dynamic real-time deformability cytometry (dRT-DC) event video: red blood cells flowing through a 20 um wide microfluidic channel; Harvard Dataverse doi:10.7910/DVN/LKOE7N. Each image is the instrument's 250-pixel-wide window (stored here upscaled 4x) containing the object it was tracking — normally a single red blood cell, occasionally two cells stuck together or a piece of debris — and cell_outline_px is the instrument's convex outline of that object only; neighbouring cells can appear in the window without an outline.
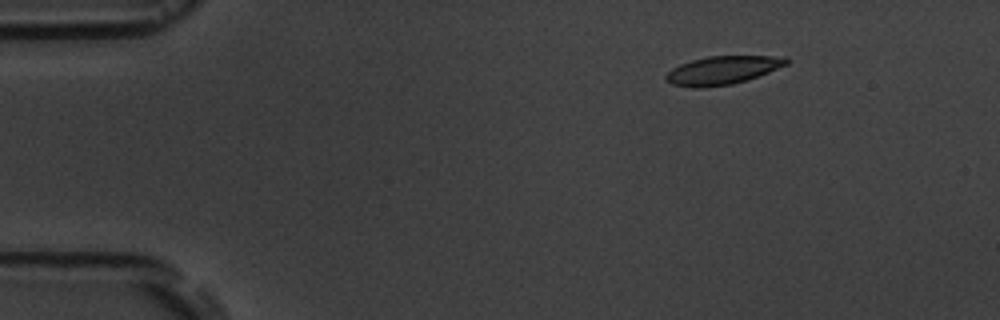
{"species": "common noctule bat (a hibernating species)", "species_latin": "Nyctalus noctula", "temperature_condition": "room temperature", "stored_images_in_passage": 5, "camera_frame_rate_fps": 3000, "um_per_image_px": 0.085, "animal": {"sex": "male", "body_mass_g": 19.5, "forearm_length_mm": 54.6}, "frame": {"image": 1, "passage_image": 1, "time_ms": 0.0, "image_size_px": [1000, 320], "cell_outline_px": [[788, 64], [768, 72], [732, 84], [700, 88], [692, 88], [672, 84], [664, 80], [664, 76], [672, 68], [680, 64], [692, 60], [708, 56], [784, 56], [788, 60]], "centroid_in_image_um": [61.36, 5.97], "position_along_channel_um": 23.6, "area_um2": 19.77}}
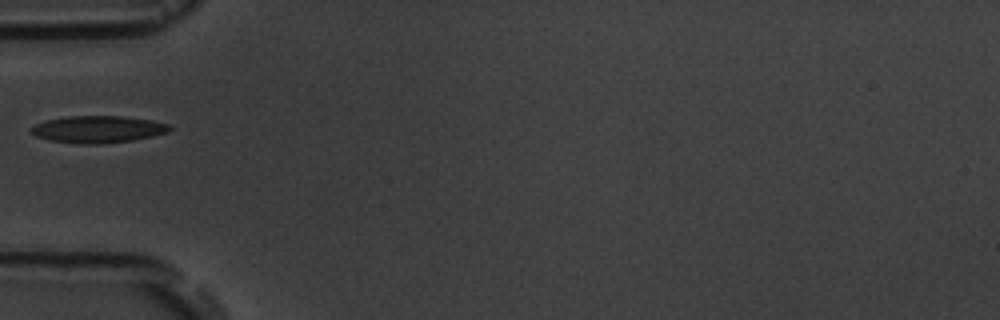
{"frame": {"image": 2, "passage_image": 4, "time_ms": 3.667, "image_size_px": [1000, 320], "cell_outline_px": [[172, 128], [168, 132], [152, 136], [132, 140], [100, 144], [80, 144], [48, 140], [36, 136], [32, 132], [32, 128], [36, 124], [44, 120], [68, 116], [120, 116], [152, 120], [168, 124]], "centroid_in_image_um": [8.32, 10.99], "position_along_channel_um": 76.7, "area_um2": 21.73}}
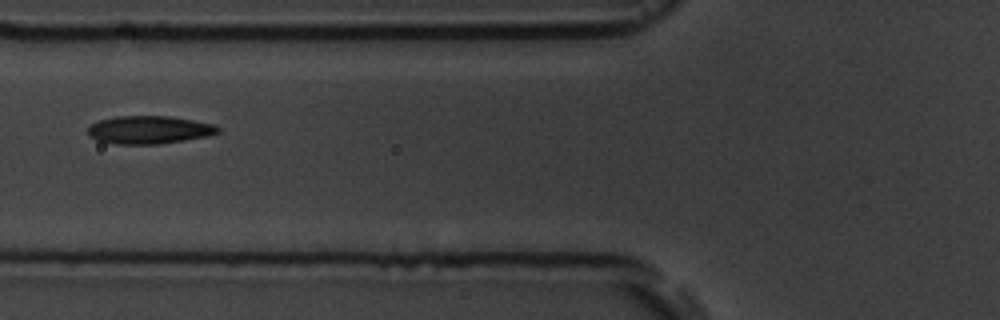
{"frame": {"image": 3, "passage_image": 5, "time_ms": 4.667, "image_size_px": [1000, 320], "cell_outline_px": [[220, 132], [208, 136], [160, 144], [116, 144], [96, 140], [88, 136], [88, 128], [92, 124], [100, 120], [116, 116], [168, 116], [216, 124], [220, 128]], "centroid_in_image_um": [12.69, 11.04], "position_along_channel_um": 113.1, "area_um2": 21.27}}